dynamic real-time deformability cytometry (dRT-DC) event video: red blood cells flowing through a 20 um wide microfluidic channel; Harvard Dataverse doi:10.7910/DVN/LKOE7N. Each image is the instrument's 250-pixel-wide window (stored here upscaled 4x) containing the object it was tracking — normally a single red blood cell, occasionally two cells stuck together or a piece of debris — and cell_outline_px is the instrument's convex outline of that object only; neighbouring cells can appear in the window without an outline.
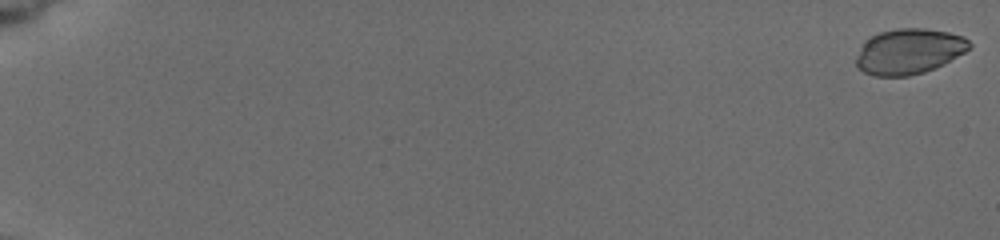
{"species": "common noctule bat (a hibernating species)", "species_latin": "Nyctalus noctula", "temperature_condition": "cold", "stored_images_in_passage": 8, "camera_frame_rate_fps": 3000, "um_per_image_px": 0.085, "animal": {"sex": "female", "body_mass_g": 19.5, "forearm_length_mm": 54.1}, "frame": {"image": 1, "passage_image": 1, "time_ms": 0.0, "image_size_px": [1000, 240], "cell_outline_px": [[972, 44], [964, 52], [924, 72], [908, 76], [876, 76], [864, 72], [856, 64], [856, 56], [864, 40], [880, 32], [896, 28], [924, 28], [948, 32], [964, 36]], "centroid_in_image_um": [77.22, 4.35], "position_along_channel_um": 7.8, "area_um2": 29.65}}
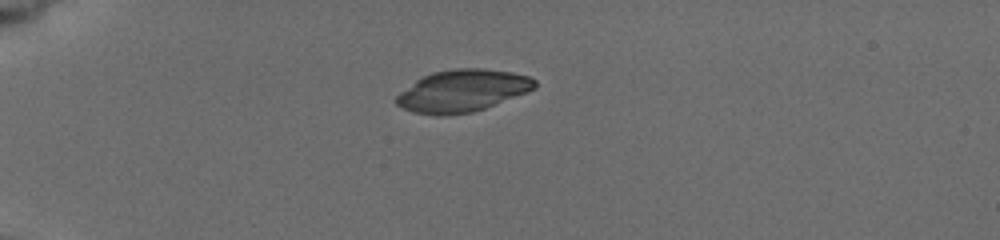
{"frame": {"image": 2, "passage_image": 7, "time_ms": 5.333, "image_size_px": [1000, 240], "cell_outline_px": [[536, 88], [528, 92], [484, 108], [472, 112], [440, 116], [436, 116], [412, 112], [396, 104], [396, 96], [400, 92], [416, 80], [432, 72], [456, 68], [484, 68], [512, 72], [528, 76], [536, 80]], "centroid_in_image_um": [39.31, 7.71], "position_along_channel_um": 45.7, "area_um2": 33.93}}